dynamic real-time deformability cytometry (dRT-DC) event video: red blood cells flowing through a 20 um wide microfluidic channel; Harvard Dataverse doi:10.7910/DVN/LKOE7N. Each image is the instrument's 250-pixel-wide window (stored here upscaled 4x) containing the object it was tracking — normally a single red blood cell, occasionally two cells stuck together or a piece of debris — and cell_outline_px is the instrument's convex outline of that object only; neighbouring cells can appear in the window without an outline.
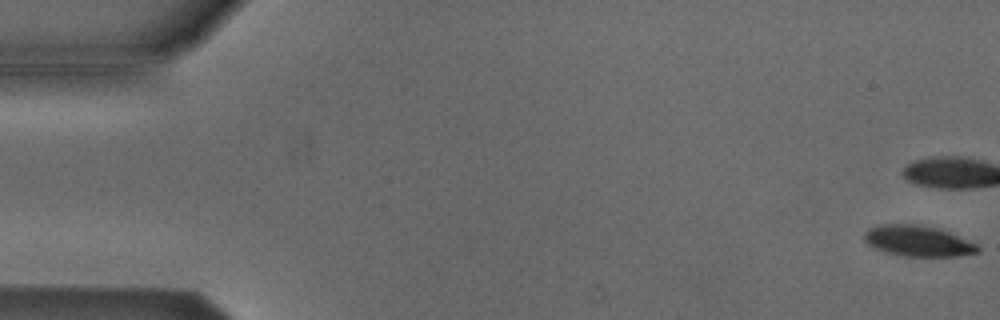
{"species": "Egyptian fruit bat (a non-hibernating species)", "species_latin": "Rousettus aegyptiacus", "temperature_condition": "cold", "stored_images_in_passage": 54, "camera_frame_rate_fps": 3000, "um_per_image_px": 0.085, "animal": {"sex": "male"}, "frame": {"image": 1, "passage_image": 1, "time_ms": 0.0, "image_size_px": [1000, 320], "cell_outline_px": [[980, 252], [956, 256], [900, 256], [884, 252], [868, 244], [864, 240], [864, 232], [868, 228], [880, 224], [916, 224], [936, 228], [948, 232], [976, 244], [980, 248]], "centroid_in_image_um": [77.98, 20.48], "position_along_channel_um": 7.0, "area_um2": 20.29}, "authors_computed_cell_mechanics": {"area_um2": 24.9696, "velocity_mm_per_s": 3.8491, "shape_relaxation_time_tau1_ms": 2.3292, "shape_relaxation_time_tau2_ms": null, "deformation_change_tau1": 0.1067, "deformation_change_tau2": null}}